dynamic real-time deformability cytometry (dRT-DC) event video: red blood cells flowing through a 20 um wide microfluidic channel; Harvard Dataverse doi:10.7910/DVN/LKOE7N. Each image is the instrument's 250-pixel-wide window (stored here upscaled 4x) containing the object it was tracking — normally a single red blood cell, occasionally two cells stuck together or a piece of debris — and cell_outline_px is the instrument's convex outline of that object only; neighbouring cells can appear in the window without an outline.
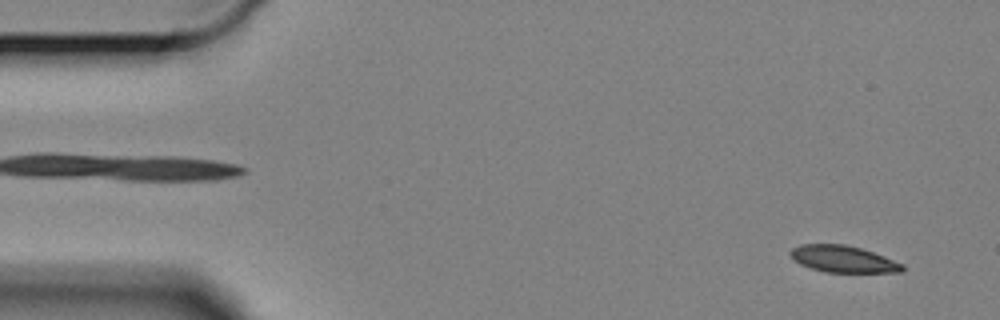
{"species": "Egyptian fruit bat (a non-hibernating species)", "species_latin": "Rousettus aegyptiacus", "temperature_condition": "cold", "stored_images_in_passage": 59, "camera_frame_rate_fps": 3000, "um_per_image_px": 0.085, "animal": {"sex": "female"}, "frame": {"image": 1, "passage_image": 3, "time_ms": 0.667, "image_size_px": [1000, 320], "cell_outline_px": [[904, 272], [824, 272], [800, 264], [788, 252], [792, 248], [800, 244], [844, 244], [860, 248], [884, 256], [904, 264]], "centroid_in_image_um": [71.68, 22.01], "position_along_channel_um": 13.3, "area_um2": 17.34}}
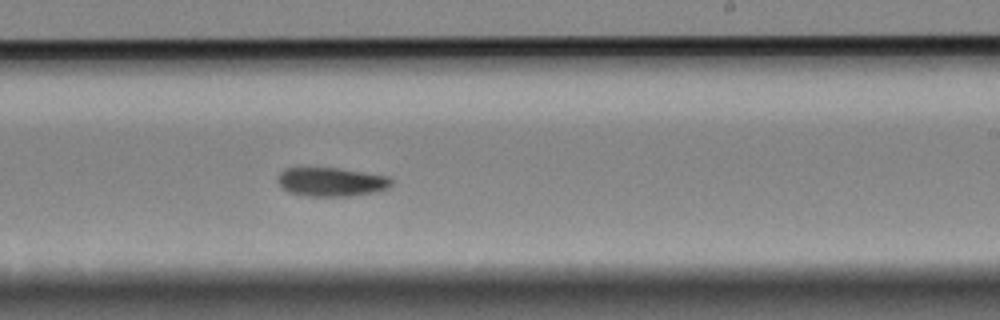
{"frame": {"image": 2, "passage_image": 35, "time_ms": 11.333, "image_size_px": [1000, 320], "cell_outline_px": [[392, 184], [388, 188], [376, 192], [352, 196], [304, 196], [288, 192], [280, 188], [276, 180], [276, 176], [284, 168], [340, 168], [388, 176], [392, 180]], "centroid_in_image_um": [28.11, 15.47], "position_along_channel_um": 260.9, "area_um2": 19.48}}
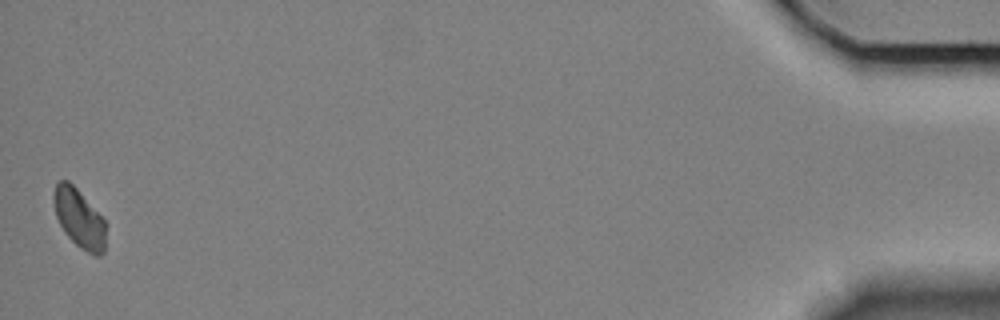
{"frame": {"image": 3, "passage_image": 59, "time_ms": 19.333, "image_size_px": [1000, 320], "cell_outline_px": [[104, 252], [100, 256], [96, 256], [80, 248], [64, 232], [56, 216], [52, 200], [52, 196], [56, 184], [60, 180], [68, 180], [76, 188], [104, 220]], "centroid_in_image_um": [6.69, 18.56], "position_along_channel_um": 428.5, "area_um2": 17.51}, "authors_computed_cell_mechanics": {"area_um2": 18.9584, "velocity_mm_per_s": 3.2695, "shape_relaxation_time_tau1_ms": 4.7222, "shape_relaxation_time_tau2_ms": 6.4971, "deformation_change_tau1": 0.1009, "deformation_change_tau2": 0.0787}}